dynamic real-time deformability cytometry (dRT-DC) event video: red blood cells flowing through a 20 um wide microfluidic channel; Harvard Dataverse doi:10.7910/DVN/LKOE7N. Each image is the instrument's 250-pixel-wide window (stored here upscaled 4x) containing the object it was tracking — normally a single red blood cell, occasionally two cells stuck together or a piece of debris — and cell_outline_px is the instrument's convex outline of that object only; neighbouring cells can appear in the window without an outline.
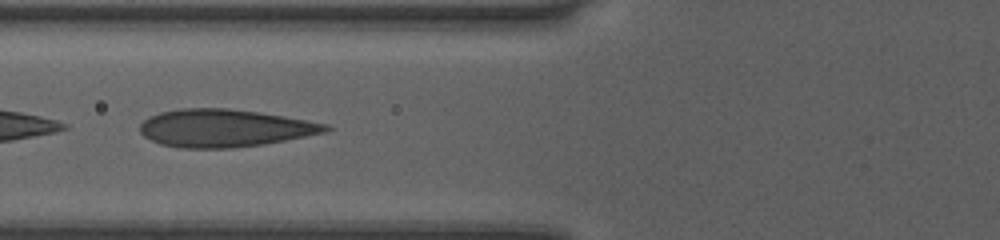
{"species": "human", "species_latin": "Homo sapiens", "temperature_condition": "room temperature", "stored_images_in_passage": 24, "camera_frame_rate_fps": 3000, "um_per_image_px": 0.085, "donor": {"sex": "female"}, "frame": {"image": 1, "passage_image": 7, "time_ms": 2.0, "image_size_px": [1000, 240], "cell_outline_px": [[332, 128], [328, 132], [264, 144], [232, 148], [184, 148], [160, 144], [144, 136], [140, 132], [140, 124], [148, 116], [160, 112], [180, 108], [228, 108], [260, 112], [284, 116], [328, 124]], "centroid_in_image_um": [19.09, 10.88], "position_along_channel_um": 106.7, "area_um2": 40.86}}
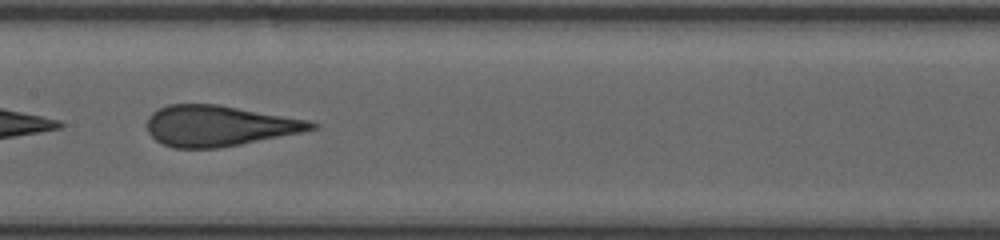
{"frame": {"image": 2, "passage_image": 13, "time_ms": 4.0, "image_size_px": [1000, 240], "cell_outline_px": [[320, 124], [316, 128], [300, 132], [220, 148], [172, 148], [156, 140], [148, 132], [148, 116], [152, 112], [168, 104], [220, 104], [308, 120]], "centroid_in_image_um": [18.59, 10.68], "position_along_channel_um": 188.8, "area_um2": 38.78}}
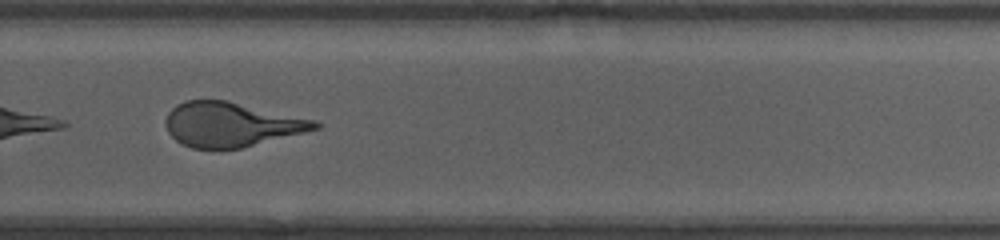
{"frame": {"image": 3, "passage_image": 22, "time_ms": 7.0, "image_size_px": [1000, 240], "cell_outline_px": [[320, 128], [240, 148], [192, 148], [176, 140], [168, 132], [164, 120], [168, 112], [176, 104], [184, 100], [228, 100], [316, 120], [320, 124]], "centroid_in_image_um": [19.62, 10.56], "position_along_channel_um": 310.2, "area_um2": 38.49}}